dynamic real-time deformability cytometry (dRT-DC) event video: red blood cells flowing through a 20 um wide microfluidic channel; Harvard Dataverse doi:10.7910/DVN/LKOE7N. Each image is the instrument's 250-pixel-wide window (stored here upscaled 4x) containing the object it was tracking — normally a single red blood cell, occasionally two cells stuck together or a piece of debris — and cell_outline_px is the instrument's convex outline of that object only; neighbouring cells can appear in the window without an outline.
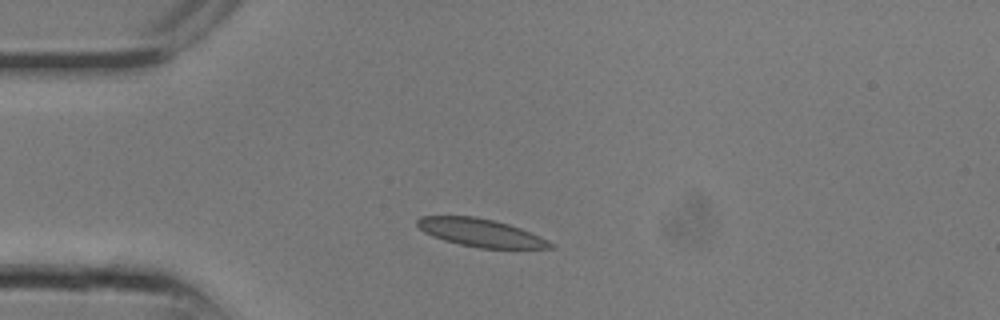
{"species": "common noctule bat (a hibernating species)", "species_latin": "Nyctalus noctula", "temperature_condition": "room temperature", "stored_images_in_passage": 5, "camera_frame_rate_fps": 3000, "um_per_image_px": 0.085, "animal": {"sex": "male", "body_mass_g": 13.3}, "frame": {"image": 1, "passage_image": 1, "time_ms": 0.0, "image_size_px": [1000, 320], "cell_outline_px": [[556, 248], [480, 248], [460, 244], [444, 240], [432, 236], [424, 232], [416, 224], [416, 220], [420, 216], [476, 216], [508, 224], [520, 228], [548, 240]], "centroid_in_image_um": [40.82, 19.77], "position_along_channel_um": 44.2, "area_um2": 21.44}}
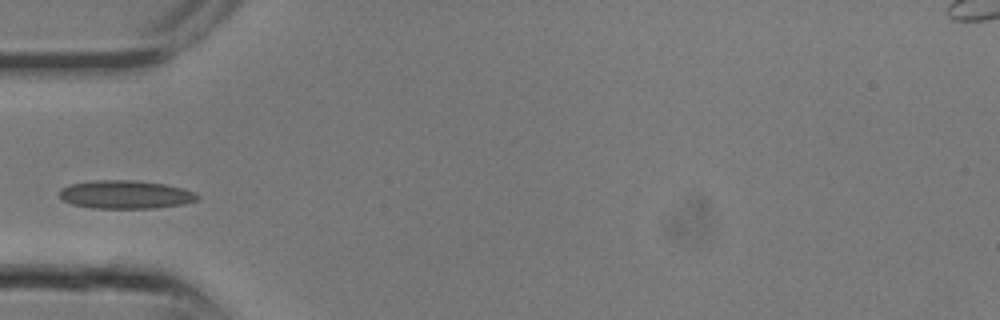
{"frame": {"image": 2, "passage_image": 3, "time_ms": 0.667, "image_size_px": [1000, 320], "cell_outline_px": [[200, 196], [196, 200], [184, 204], [152, 208], [92, 208], [72, 204], [64, 200], [60, 196], [60, 188], [72, 184], [96, 180], [136, 180], [164, 184], [196, 192]], "centroid_in_image_um": [10.68, 16.53], "position_along_channel_um": 74.3, "area_um2": 22.6}}